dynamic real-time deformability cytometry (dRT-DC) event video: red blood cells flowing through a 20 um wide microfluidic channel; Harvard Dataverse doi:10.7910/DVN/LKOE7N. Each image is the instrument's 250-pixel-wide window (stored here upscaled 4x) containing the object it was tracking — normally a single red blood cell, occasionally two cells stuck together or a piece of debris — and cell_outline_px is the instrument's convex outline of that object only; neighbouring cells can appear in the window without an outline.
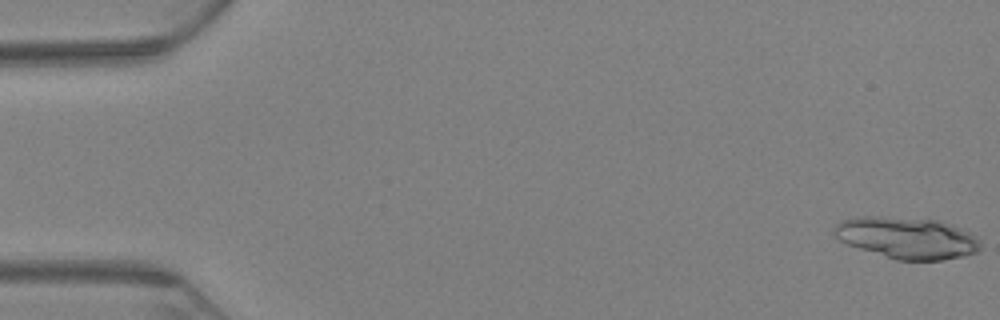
{"species": "Egyptian fruit bat (a non-hibernating species)", "species_latin": "Rousettus aegyptiacus", "temperature_condition": "warm", "stored_images_in_passage": 28, "camera_frame_rate_fps": 3000, "um_per_image_px": 0.085, "animal": {"sex": "female"}, "frame": {"image": 1, "passage_image": 1, "time_ms": 0.0, "image_size_px": [1000, 320], "cell_outline_px": [[980, 248], [976, 252], [964, 256], [944, 260], [896, 260], [848, 244], [832, 236], [832, 228], [836, 224], [844, 220], [860, 216], [876, 216], [940, 220], [960, 228], [968, 232], [980, 240]], "centroid_in_image_um": [77.08, 20.22], "position_along_channel_um": 7.9, "area_um2": 35.37}}
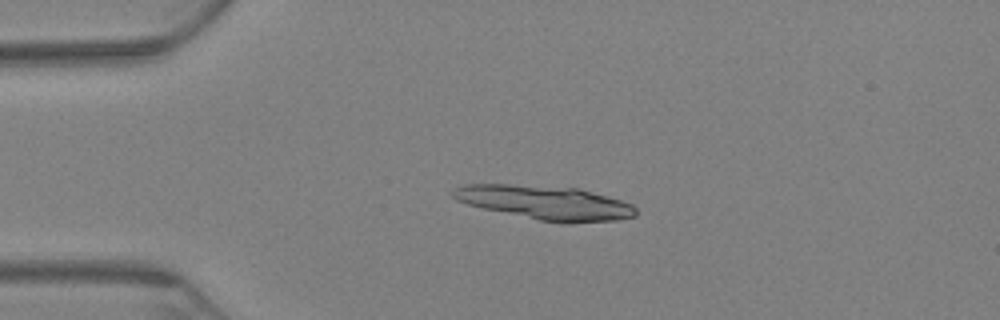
{"frame": {"image": 2, "passage_image": 16, "time_ms": 5.0, "image_size_px": [1000, 320], "cell_outline_px": [[636, 216], [616, 220], [568, 224], [560, 224], [540, 220], [484, 208], [468, 204], [456, 200], [452, 196], [452, 192], [460, 184], [508, 184], [576, 188], [620, 200], [632, 204], [636, 208]], "centroid_in_image_um": [46.35, 17.23], "position_along_channel_um": 38.6, "area_um2": 35.95}}